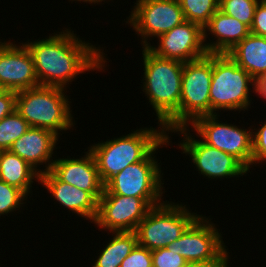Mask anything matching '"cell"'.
Segmentation results:
<instances>
[{
    "mask_svg": "<svg viewBox=\"0 0 266 267\" xmlns=\"http://www.w3.org/2000/svg\"><path fill=\"white\" fill-rule=\"evenodd\" d=\"M184 267H229L228 264L187 263Z\"/></svg>",
    "mask_w": 266,
    "mask_h": 267,
    "instance_id": "cell-33",
    "label": "cell"
},
{
    "mask_svg": "<svg viewBox=\"0 0 266 267\" xmlns=\"http://www.w3.org/2000/svg\"><path fill=\"white\" fill-rule=\"evenodd\" d=\"M250 33L266 37V0H260L255 8Z\"/></svg>",
    "mask_w": 266,
    "mask_h": 267,
    "instance_id": "cell-30",
    "label": "cell"
},
{
    "mask_svg": "<svg viewBox=\"0 0 266 267\" xmlns=\"http://www.w3.org/2000/svg\"><path fill=\"white\" fill-rule=\"evenodd\" d=\"M161 203V198L102 195L98 201V214L94 224L110 233L135 231L149 209Z\"/></svg>",
    "mask_w": 266,
    "mask_h": 267,
    "instance_id": "cell-13",
    "label": "cell"
},
{
    "mask_svg": "<svg viewBox=\"0 0 266 267\" xmlns=\"http://www.w3.org/2000/svg\"><path fill=\"white\" fill-rule=\"evenodd\" d=\"M167 135L142 161L131 164L113 176L105 185L102 195H123L138 198H161L162 174L155 153L171 141ZM159 164V165H158Z\"/></svg>",
    "mask_w": 266,
    "mask_h": 267,
    "instance_id": "cell-7",
    "label": "cell"
},
{
    "mask_svg": "<svg viewBox=\"0 0 266 267\" xmlns=\"http://www.w3.org/2000/svg\"><path fill=\"white\" fill-rule=\"evenodd\" d=\"M260 0H219V10L251 28L255 8Z\"/></svg>",
    "mask_w": 266,
    "mask_h": 267,
    "instance_id": "cell-25",
    "label": "cell"
},
{
    "mask_svg": "<svg viewBox=\"0 0 266 267\" xmlns=\"http://www.w3.org/2000/svg\"><path fill=\"white\" fill-rule=\"evenodd\" d=\"M250 86L255 87V79L227 53H212L211 115L219 110H248L252 101Z\"/></svg>",
    "mask_w": 266,
    "mask_h": 267,
    "instance_id": "cell-5",
    "label": "cell"
},
{
    "mask_svg": "<svg viewBox=\"0 0 266 267\" xmlns=\"http://www.w3.org/2000/svg\"><path fill=\"white\" fill-rule=\"evenodd\" d=\"M65 88L37 86L17 92L16 111L30 127L44 128L59 136L74 127L70 101ZM65 92V93H64Z\"/></svg>",
    "mask_w": 266,
    "mask_h": 267,
    "instance_id": "cell-4",
    "label": "cell"
},
{
    "mask_svg": "<svg viewBox=\"0 0 266 267\" xmlns=\"http://www.w3.org/2000/svg\"><path fill=\"white\" fill-rule=\"evenodd\" d=\"M0 85L14 92L40 86L33 57L23 42L18 46L0 41Z\"/></svg>",
    "mask_w": 266,
    "mask_h": 267,
    "instance_id": "cell-15",
    "label": "cell"
},
{
    "mask_svg": "<svg viewBox=\"0 0 266 267\" xmlns=\"http://www.w3.org/2000/svg\"><path fill=\"white\" fill-rule=\"evenodd\" d=\"M144 77L142 79L145 96L156 112L158 124L169 134L179 128V105L183 62L155 55L147 47H142Z\"/></svg>",
    "mask_w": 266,
    "mask_h": 267,
    "instance_id": "cell-2",
    "label": "cell"
},
{
    "mask_svg": "<svg viewBox=\"0 0 266 267\" xmlns=\"http://www.w3.org/2000/svg\"><path fill=\"white\" fill-rule=\"evenodd\" d=\"M71 1V0H70ZM72 1H82V2H88L89 4H96L97 3V5H98V3L100 4L102 1H106V0H72Z\"/></svg>",
    "mask_w": 266,
    "mask_h": 267,
    "instance_id": "cell-34",
    "label": "cell"
},
{
    "mask_svg": "<svg viewBox=\"0 0 266 267\" xmlns=\"http://www.w3.org/2000/svg\"><path fill=\"white\" fill-rule=\"evenodd\" d=\"M252 166L253 164L260 165V162H266V121L265 123H261V127L259 129H252ZM257 130V131H256Z\"/></svg>",
    "mask_w": 266,
    "mask_h": 267,
    "instance_id": "cell-28",
    "label": "cell"
},
{
    "mask_svg": "<svg viewBox=\"0 0 266 267\" xmlns=\"http://www.w3.org/2000/svg\"><path fill=\"white\" fill-rule=\"evenodd\" d=\"M5 91V89L0 85V95Z\"/></svg>",
    "mask_w": 266,
    "mask_h": 267,
    "instance_id": "cell-35",
    "label": "cell"
},
{
    "mask_svg": "<svg viewBox=\"0 0 266 267\" xmlns=\"http://www.w3.org/2000/svg\"><path fill=\"white\" fill-rule=\"evenodd\" d=\"M30 125L28 122L14 110L0 120V151L9 150L11 145L25 134Z\"/></svg>",
    "mask_w": 266,
    "mask_h": 267,
    "instance_id": "cell-24",
    "label": "cell"
},
{
    "mask_svg": "<svg viewBox=\"0 0 266 267\" xmlns=\"http://www.w3.org/2000/svg\"><path fill=\"white\" fill-rule=\"evenodd\" d=\"M227 54L255 80L266 74V37L250 33Z\"/></svg>",
    "mask_w": 266,
    "mask_h": 267,
    "instance_id": "cell-20",
    "label": "cell"
},
{
    "mask_svg": "<svg viewBox=\"0 0 266 267\" xmlns=\"http://www.w3.org/2000/svg\"><path fill=\"white\" fill-rule=\"evenodd\" d=\"M157 38L158 46L150 44L147 48L162 58L186 63L208 54L204 44L203 27L194 22L185 20Z\"/></svg>",
    "mask_w": 266,
    "mask_h": 267,
    "instance_id": "cell-14",
    "label": "cell"
},
{
    "mask_svg": "<svg viewBox=\"0 0 266 267\" xmlns=\"http://www.w3.org/2000/svg\"><path fill=\"white\" fill-rule=\"evenodd\" d=\"M153 267H184L188 262L173 248H159L151 251Z\"/></svg>",
    "mask_w": 266,
    "mask_h": 267,
    "instance_id": "cell-27",
    "label": "cell"
},
{
    "mask_svg": "<svg viewBox=\"0 0 266 267\" xmlns=\"http://www.w3.org/2000/svg\"><path fill=\"white\" fill-rule=\"evenodd\" d=\"M68 29L54 32L45 39L24 43L33 57L35 74L41 86L66 90V85L79 74L105 68L104 49L81 40Z\"/></svg>",
    "mask_w": 266,
    "mask_h": 267,
    "instance_id": "cell-1",
    "label": "cell"
},
{
    "mask_svg": "<svg viewBox=\"0 0 266 267\" xmlns=\"http://www.w3.org/2000/svg\"><path fill=\"white\" fill-rule=\"evenodd\" d=\"M39 182L48 193L69 212L94 223L98 214V201L87 191L60 181L51 171L40 175Z\"/></svg>",
    "mask_w": 266,
    "mask_h": 267,
    "instance_id": "cell-18",
    "label": "cell"
},
{
    "mask_svg": "<svg viewBox=\"0 0 266 267\" xmlns=\"http://www.w3.org/2000/svg\"><path fill=\"white\" fill-rule=\"evenodd\" d=\"M50 171L60 180L89 192L97 201L104 191L98 167L92 152L88 149L79 159H55Z\"/></svg>",
    "mask_w": 266,
    "mask_h": 267,
    "instance_id": "cell-16",
    "label": "cell"
},
{
    "mask_svg": "<svg viewBox=\"0 0 266 267\" xmlns=\"http://www.w3.org/2000/svg\"><path fill=\"white\" fill-rule=\"evenodd\" d=\"M199 216L186 205L169 201L149 209L138 224L135 233L138 245L150 251L166 248L177 240L186 228Z\"/></svg>",
    "mask_w": 266,
    "mask_h": 267,
    "instance_id": "cell-6",
    "label": "cell"
},
{
    "mask_svg": "<svg viewBox=\"0 0 266 267\" xmlns=\"http://www.w3.org/2000/svg\"><path fill=\"white\" fill-rule=\"evenodd\" d=\"M125 23L140 35L143 47L150 45V37L170 31L185 21L179 0H136Z\"/></svg>",
    "mask_w": 266,
    "mask_h": 267,
    "instance_id": "cell-12",
    "label": "cell"
},
{
    "mask_svg": "<svg viewBox=\"0 0 266 267\" xmlns=\"http://www.w3.org/2000/svg\"><path fill=\"white\" fill-rule=\"evenodd\" d=\"M171 132H178L184 137L178 144L179 148L181 147L183 154L185 153L192 158L191 162L199 174L201 173L205 177L211 179L240 177L250 171L235 156L212 147L201 139H195L194 135L192 136L190 133L189 126L180 127Z\"/></svg>",
    "mask_w": 266,
    "mask_h": 267,
    "instance_id": "cell-11",
    "label": "cell"
},
{
    "mask_svg": "<svg viewBox=\"0 0 266 267\" xmlns=\"http://www.w3.org/2000/svg\"><path fill=\"white\" fill-rule=\"evenodd\" d=\"M220 115H206L195 119L190 126L202 141L239 159L248 169L252 165V132L219 121ZM221 122V123H220Z\"/></svg>",
    "mask_w": 266,
    "mask_h": 267,
    "instance_id": "cell-10",
    "label": "cell"
},
{
    "mask_svg": "<svg viewBox=\"0 0 266 267\" xmlns=\"http://www.w3.org/2000/svg\"><path fill=\"white\" fill-rule=\"evenodd\" d=\"M36 179L39 182L40 174L25 160L9 150L0 151L1 181L19 188L28 196Z\"/></svg>",
    "mask_w": 266,
    "mask_h": 267,
    "instance_id": "cell-21",
    "label": "cell"
},
{
    "mask_svg": "<svg viewBox=\"0 0 266 267\" xmlns=\"http://www.w3.org/2000/svg\"><path fill=\"white\" fill-rule=\"evenodd\" d=\"M211 80L212 53L183 64L179 128L189 126L199 117L211 115Z\"/></svg>",
    "mask_w": 266,
    "mask_h": 267,
    "instance_id": "cell-8",
    "label": "cell"
},
{
    "mask_svg": "<svg viewBox=\"0 0 266 267\" xmlns=\"http://www.w3.org/2000/svg\"><path fill=\"white\" fill-rule=\"evenodd\" d=\"M218 230L210 219L199 215L167 248H173L188 263L229 264V254Z\"/></svg>",
    "mask_w": 266,
    "mask_h": 267,
    "instance_id": "cell-9",
    "label": "cell"
},
{
    "mask_svg": "<svg viewBox=\"0 0 266 267\" xmlns=\"http://www.w3.org/2000/svg\"><path fill=\"white\" fill-rule=\"evenodd\" d=\"M112 237L92 267H120L124 258L138 244L135 231L112 232Z\"/></svg>",
    "mask_w": 266,
    "mask_h": 267,
    "instance_id": "cell-22",
    "label": "cell"
},
{
    "mask_svg": "<svg viewBox=\"0 0 266 267\" xmlns=\"http://www.w3.org/2000/svg\"><path fill=\"white\" fill-rule=\"evenodd\" d=\"M120 267H153L151 251L137 244Z\"/></svg>",
    "mask_w": 266,
    "mask_h": 267,
    "instance_id": "cell-29",
    "label": "cell"
},
{
    "mask_svg": "<svg viewBox=\"0 0 266 267\" xmlns=\"http://www.w3.org/2000/svg\"><path fill=\"white\" fill-rule=\"evenodd\" d=\"M204 44L208 53H228L250 34V28L238 19L218 10L203 27ZM207 32H209L207 34ZM209 34L216 41L206 42ZM214 35V36H213ZM206 40V41H205ZM206 42V43H205Z\"/></svg>",
    "mask_w": 266,
    "mask_h": 267,
    "instance_id": "cell-19",
    "label": "cell"
},
{
    "mask_svg": "<svg viewBox=\"0 0 266 267\" xmlns=\"http://www.w3.org/2000/svg\"><path fill=\"white\" fill-rule=\"evenodd\" d=\"M257 95H260V98H264L266 100V75L260 76L257 80H255V87L253 88V92Z\"/></svg>",
    "mask_w": 266,
    "mask_h": 267,
    "instance_id": "cell-32",
    "label": "cell"
},
{
    "mask_svg": "<svg viewBox=\"0 0 266 267\" xmlns=\"http://www.w3.org/2000/svg\"><path fill=\"white\" fill-rule=\"evenodd\" d=\"M58 138L59 136L51 130L30 127L11 145L9 151L17 154L41 175L51 169L54 162L52 154L54 153L53 150L57 149ZM43 164H45L44 170L37 169Z\"/></svg>",
    "mask_w": 266,
    "mask_h": 267,
    "instance_id": "cell-17",
    "label": "cell"
},
{
    "mask_svg": "<svg viewBox=\"0 0 266 267\" xmlns=\"http://www.w3.org/2000/svg\"><path fill=\"white\" fill-rule=\"evenodd\" d=\"M17 92L5 90L0 95V120L16 109Z\"/></svg>",
    "mask_w": 266,
    "mask_h": 267,
    "instance_id": "cell-31",
    "label": "cell"
},
{
    "mask_svg": "<svg viewBox=\"0 0 266 267\" xmlns=\"http://www.w3.org/2000/svg\"><path fill=\"white\" fill-rule=\"evenodd\" d=\"M160 129L141 128L113 140L90 145L100 179L105 185L127 166L142 161L167 135Z\"/></svg>",
    "mask_w": 266,
    "mask_h": 267,
    "instance_id": "cell-3",
    "label": "cell"
},
{
    "mask_svg": "<svg viewBox=\"0 0 266 267\" xmlns=\"http://www.w3.org/2000/svg\"><path fill=\"white\" fill-rule=\"evenodd\" d=\"M27 195L19 188L0 180V216L19 210Z\"/></svg>",
    "mask_w": 266,
    "mask_h": 267,
    "instance_id": "cell-26",
    "label": "cell"
},
{
    "mask_svg": "<svg viewBox=\"0 0 266 267\" xmlns=\"http://www.w3.org/2000/svg\"><path fill=\"white\" fill-rule=\"evenodd\" d=\"M186 21L204 27L219 10V0H179Z\"/></svg>",
    "mask_w": 266,
    "mask_h": 267,
    "instance_id": "cell-23",
    "label": "cell"
}]
</instances>
